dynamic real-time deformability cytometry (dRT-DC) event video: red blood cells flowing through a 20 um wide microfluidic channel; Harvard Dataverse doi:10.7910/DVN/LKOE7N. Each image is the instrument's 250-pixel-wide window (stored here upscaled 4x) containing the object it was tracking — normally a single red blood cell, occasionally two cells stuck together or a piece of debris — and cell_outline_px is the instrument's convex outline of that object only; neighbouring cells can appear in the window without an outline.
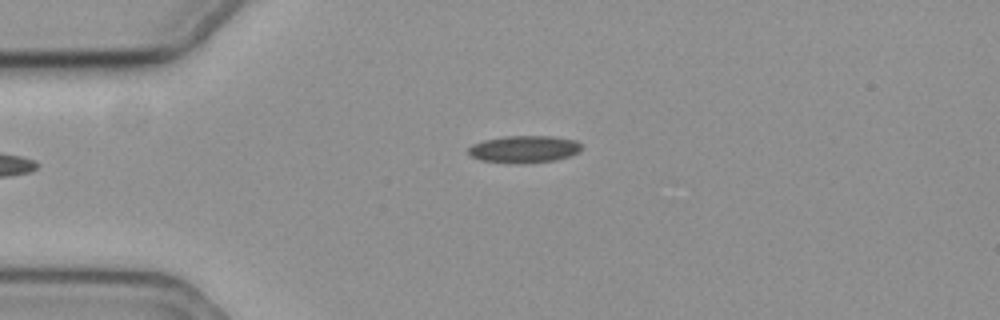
{"species": "common noctule bat (a hibernating species)", "species_latin": "Nyctalus noctula", "temperature_condition": "cold", "stored_images_in_passage": 40, "camera_frame_rate_fps": 3000, "um_per_image_px": 0.085, "animal": {"sex": "female", "body_mass_g": 19.3, "forearm_length_mm": 54.1}, "frame": {"image": 1, "passage_image": 1, "time_ms": 0.0, "image_size_px": [1000, 320], "cell_outline_px": [[580, 152], [572, 156], [556, 160], [520, 164], [480, 160], [472, 156], [468, 152], [468, 148], [472, 144], [484, 140], [504, 136], [548, 136], [576, 140], [580, 144]], "centroid_in_image_um": [44.56, 12.68], "position_along_channel_um": 40.4, "area_um2": 17.98}}
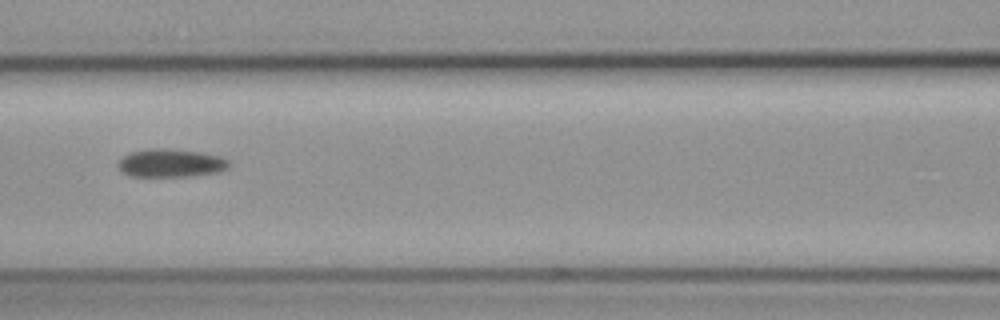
{"frame": {"image": 2, "passage_image": 13, "time_ms": 4.0, "image_size_px": [1000, 320], "cell_outline_px": [[228, 168], [216, 172], [184, 176], [132, 176], [124, 172], [116, 164], [128, 152], [148, 148], [168, 148], [200, 152], [220, 156], [228, 160]], "centroid_in_image_um": [14.48, 13.84], "position_along_channel_um": 152.1, "area_um2": 18.03}}
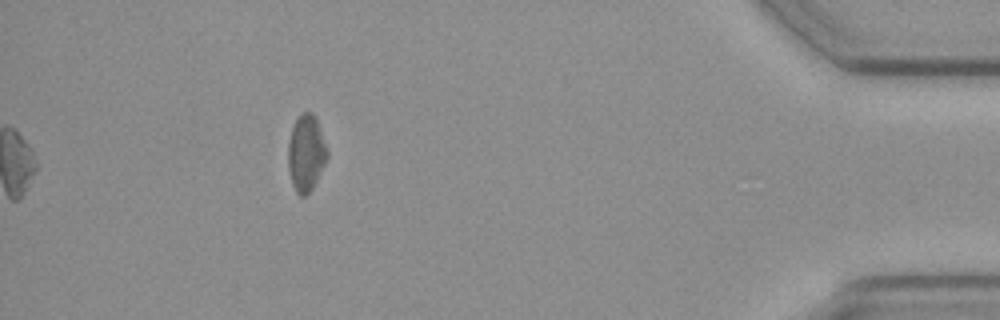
{"frame": {"image": 3, "passage_image": 40, "time_ms": 13.0, "image_size_px": [1000, 320], "cell_outline_px": [[328, 156], [312, 188], [304, 196], [300, 196], [296, 192], [292, 184], [288, 168], [288, 140], [292, 128], [300, 112], [312, 112], [316, 116], [328, 152]], "centroid_in_image_um": [26.0, 12.98], "position_along_channel_um": 409.2, "area_um2": 17.34}}